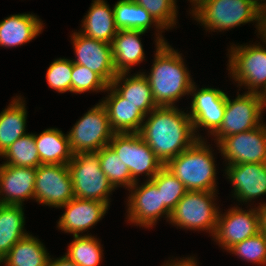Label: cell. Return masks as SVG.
Returning <instances> with one entry per match:
<instances>
[{"instance_id":"obj_21","label":"cell","mask_w":266,"mask_h":266,"mask_svg":"<svg viewBox=\"0 0 266 266\" xmlns=\"http://www.w3.org/2000/svg\"><path fill=\"white\" fill-rule=\"evenodd\" d=\"M42 21L30 13L13 14L0 21V46L18 47L42 33Z\"/></svg>"},{"instance_id":"obj_19","label":"cell","mask_w":266,"mask_h":266,"mask_svg":"<svg viewBox=\"0 0 266 266\" xmlns=\"http://www.w3.org/2000/svg\"><path fill=\"white\" fill-rule=\"evenodd\" d=\"M225 174L234 187L233 198L240 203L266 195V163L226 165Z\"/></svg>"},{"instance_id":"obj_22","label":"cell","mask_w":266,"mask_h":266,"mask_svg":"<svg viewBox=\"0 0 266 266\" xmlns=\"http://www.w3.org/2000/svg\"><path fill=\"white\" fill-rule=\"evenodd\" d=\"M145 33L142 30H118L111 43L117 74L129 73L131 67L145 60L142 38H140Z\"/></svg>"},{"instance_id":"obj_14","label":"cell","mask_w":266,"mask_h":266,"mask_svg":"<svg viewBox=\"0 0 266 266\" xmlns=\"http://www.w3.org/2000/svg\"><path fill=\"white\" fill-rule=\"evenodd\" d=\"M216 147L227 165L266 163V123L225 137Z\"/></svg>"},{"instance_id":"obj_17","label":"cell","mask_w":266,"mask_h":266,"mask_svg":"<svg viewBox=\"0 0 266 266\" xmlns=\"http://www.w3.org/2000/svg\"><path fill=\"white\" fill-rule=\"evenodd\" d=\"M59 208H64L65 211L56 227L65 233L80 236L104 218L109 206L103 202L74 197Z\"/></svg>"},{"instance_id":"obj_31","label":"cell","mask_w":266,"mask_h":266,"mask_svg":"<svg viewBox=\"0 0 266 266\" xmlns=\"http://www.w3.org/2000/svg\"><path fill=\"white\" fill-rule=\"evenodd\" d=\"M0 156L6 158L3 164L12 166L37 168L41 165L33 133L17 139Z\"/></svg>"},{"instance_id":"obj_2","label":"cell","mask_w":266,"mask_h":266,"mask_svg":"<svg viewBox=\"0 0 266 266\" xmlns=\"http://www.w3.org/2000/svg\"><path fill=\"white\" fill-rule=\"evenodd\" d=\"M155 58L147 77L158 107L175 106L182 96L189 95L194 81L178 50L167 43L155 44Z\"/></svg>"},{"instance_id":"obj_18","label":"cell","mask_w":266,"mask_h":266,"mask_svg":"<svg viewBox=\"0 0 266 266\" xmlns=\"http://www.w3.org/2000/svg\"><path fill=\"white\" fill-rule=\"evenodd\" d=\"M36 171L37 168L0 164V204L23 206L25 200H34Z\"/></svg>"},{"instance_id":"obj_10","label":"cell","mask_w":266,"mask_h":266,"mask_svg":"<svg viewBox=\"0 0 266 266\" xmlns=\"http://www.w3.org/2000/svg\"><path fill=\"white\" fill-rule=\"evenodd\" d=\"M264 109L263 96L260 94L238 93L235 99L227 95L222 124L212 135L215 144L218 145L225 137L260 126Z\"/></svg>"},{"instance_id":"obj_35","label":"cell","mask_w":266,"mask_h":266,"mask_svg":"<svg viewBox=\"0 0 266 266\" xmlns=\"http://www.w3.org/2000/svg\"><path fill=\"white\" fill-rule=\"evenodd\" d=\"M147 10L154 20L164 29L176 26L177 1L176 0H132Z\"/></svg>"},{"instance_id":"obj_5","label":"cell","mask_w":266,"mask_h":266,"mask_svg":"<svg viewBox=\"0 0 266 266\" xmlns=\"http://www.w3.org/2000/svg\"><path fill=\"white\" fill-rule=\"evenodd\" d=\"M67 165L74 197L95 200L110 206L109 196L115 188L101 170L98 151L75 154Z\"/></svg>"},{"instance_id":"obj_37","label":"cell","mask_w":266,"mask_h":266,"mask_svg":"<svg viewBox=\"0 0 266 266\" xmlns=\"http://www.w3.org/2000/svg\"><path fill=\"white\" fill-rule=\"evenodd\" d=\"M72 70L73 61L71 59H54L46 72V80L49 87L58 93L71 92Z\"/></svg>"},{"instance_id":"obj_9","label":"cell","mask_w":266,"mask_h":266,"mask_svg":"<svg viewBox=\"0 0 266 266\" xmlns=\"http://www.w3.org/2000/svg\"><path fill=\"white\" fill-rule=\"evenodd\" d=\"M109 146L126 165L134 182L142 174L151 180L164 166L139 133H114Z\"/></svg>"},{"instance_id":"obj_43","label":"cell","mask_w":266,"mask_h":266,"mask_svg":"<svg viewBox=\"0 0 266 266\" xmlns=\"http://www.w3.org/2000/svg\"><path fill=\"white\" fill-rule=\"evenodd\" d=\"M256 2H257V5L260 7V8H262V7H264V6H266V0H255ZM264 3H263V2Z\"/></svg>"},{"instance_id":"obj_4","label":"cell","mask_w":266,"mask_h":266,"mask_svg":"<svg viewBox=\"0 0 266 266\" xmlns=\"http://www.w3.org/2000/svg\"><path fill=\"white\" fill-rule=\"evenodd\" d=\"M260 9L255 0H204L190 14L209 32L228 31L249 22H256L258 31Z\"/></svg>"},{"instance_id":"obj_13","label":"cell","mask_w":266,"mask_h":266,"mask_svg":"<svg viewBox=\"0 0 266 266\" xmlns=\"http://www.w3.org/2000/svg\"><path fill=\"white\" fill-rule=\"evenodd\" d=\"M190 95L193 97L188 115L192 120L195 135L198 139H202L203 137L197 133L198 129L202 128L208 130L212 136L222 124L227 93L212 87L197 89L194 82Z\"/></svg>"},{"instance_id":"obj_6","label":"cell","mask_w":266,"mask_h":266,"mask_svg":"<svg viewBox=\"0 0 266 266\" xmlns=\"http://www.w3.org/2000/svg\"><path fill=\"white\" fill-rule=\"evenodd\" d=\"M217 191H187L171 212L170 223L183 229L206 231L213 237L219 214Z\"/></svg>"},{"instance_id":"obj_32","label":"cell","mask_w":266,"mask_h":266,"mask_svg":"<svg viewBox=\"0 0 266 266\" xmlns=\"http://www.w3.org/2000/svg\"><path fill=\"white\" fill-rule=\"evenodd\" d=\"M98 159L102 172L115 189L121 186L129 189L135 183L126 165L109 145L98 151Z\"/></svg>"},{"instance_id":"obj_25","label":"cell","mask_w":266,"mask_h":266,"mask_svg":"<svg viewBox=\"0 0 266 266\" xmlns=\"http://www.w3.org/2000/svg\"><path fill=\"white\" fill-rule=\"evenodd\" d=\"M114 19L119 30H142L147 32L154 25L156 44L167 43L162 36L163 28L154 20L151 14L141 5L132 0H118L113 5Z\"/></svg>"},{"instance_id":"obj_28","label":"cell","mask_w":266,"mask_h":266,"mask_svg":"<svg viewBox=\"0 0 266 266\" xmlns=\"http://www.w3.org/2000/svg\"><path fill=\"white\" fill-rule=\"evenodd\" d=\"M22 205L0 204V262L11 248L29 233L25 230Z\"/></svg>"},{"instance_id":"obj_26","label":"cell","mask_w":266,"mask_h":266,"mask_svg":"<svg viewBox=\"0 0 266 266\" xmlns=\"http://www.w3.org/2000/svg\"><path fill=\"white\" fill-rule=\"evenodd\" d=\"M35 144L41 164H68L73 158L68 135L58 128H48L35 134Z\"/></svg>"},{"instance_id":"obj_3","label":"cell","mask_w":266,"mask_h":266,"mask_svg":"<svg viewBox=\"0 0 266 266\" xmlns=\"http://www.w3.org/2000/svg\"><path fill=\"white\" fill-rule=\"evenodd\" d=\"M205 140L198 139L164 165L188 191H217L215 158L212 148Z\"/></svg>"},{"instance_id":"obj_39","label":"cell","mask_w":266,"mask_h":266,"mask_svg":"<svg viewBox=\"0 0 266 266\" xmlns=\"http://www.w3.org/2000/svg\"><path fill=\"white\" fill-rule=\"evenodd\" d=\"M258 35H260L262 42L266 44V6L260 9V20H259V30Z\"/></svg>"},{"instance_id":"obj_42","label":"cell","mask_w":266,"mask_h":266,"mask_svg":"<svg viewBox=\"0 0 266 266\" xmlns=\"http://www.w3.org/2000/svg\"><path fill=\"white\" fill-rule=\"evenodd\" d=\"M190 1V3H192V9H191V12L200 4L202 3L204 0H188Z\"/></svg>"},{"instance_id":"obj_30","label":"cell","mask_w":266,"mask_h":266,"mask_svg":"<svg viewBox=\"0 0 266 266\" xmlns=\"http://www.w3.org/2000/svg\"><path fill=\"white\" fill-rule=\"evenodd\" d=\"M73 237L65 256L78 266H99L104 251L99 239L89 234Z\"/></svg>"},{"instance_id":"obj_11","label":"cell","mask_w":266,"mask_h":266,"mask_svg":"<svg viewBox=\"0 0 266 266\" xmlns=\"http://www.w3.org/2000/svg\"><path fill=\"white\" fill-rule=\"evenodd\" d=\"M74 198L72 179L67 164H41L35 176L34 200L59 208Z\"/></svg>"},{"instance_id":"obj_40","label":"cell","mask_w":266,"mask_h":266,"mask_svg":"<svg viewBox=\"0 0 266 266\" xmlns=\"http://www.w3.org/2000/svg\"><path fill=\"white\" fill-rule=\"evenodd\" d=\"M47 266H78L72 262L67 256L63 255L60 258H49Z\"/></svg>"},{"instance_id":"obj_1","label":"cell","mask_w":266,"mask_h":266,"mask_svg":"<svg viewBox=\"0 0 266 266\" xmlns=\"http://www.w3.org/2000/svg\"><path fill=\"white\" fill-rule=\"evenodd\" d=\"M148 115L139 134L164 165L198 140L188 113L177 106L156 107Z\"/></svg>"},{"instance_id":"obj_8","label":"cell","mask_w":266,"mask_h":266,"mask_svg":"<svg viewBox=\"0 0 266 266\" xmlns=\"http://www.w3.org/2000/svg\"><path fill=\"white\" fill-rule=\"evenodd\" d=\"M76 122L67 132L73 155L99 151L109 145L115 133L110 126L107 111L100 101Z\"/></svg>"},{"instance_id":"obj_16","label":"cell","mask_w":266,"mask_h":266,"mask_svg":"<svg viewBox=\"0 0 266 266\" xmlns=\"http://www.w3.org/2000/svg\"><path fill=\"white\" fill-rule=\"evenodd\" d=\"M70 39L75 53L73 63L88 67L110 85L117 76L111 44L86 37L79 30Z\"/></svg>"},{"instance_id":"obj_15","label":"cell","mask_w":266,"mask_h":266,"mask_svg":"<svg viewBox=\"0 0 266 266\" xmlns=\"http://www.w3.org/2000/svg\"><path fill=\"white\" fill-rule=\"evenodd\" d=\"M260 232L258 207L243 210L237 205L228 209L225 214L219 210L216 230L213 239L228 251L236 243Z\"/></svg>"},{"instance_id":"obj_23","label":"cell","mask_w":266,"mask_h":266,"mask_svg":"<svg viewBox=\"0 0 266 266\" xmlns=\"http://www.w3.org/2000/svg\"><path fill=\"white\" fill-rule=\"evenodd\" d=\"M92 2L79 32L86 37L111 44L119 30L115 24L113 7L111 9L105 0Z\"/></svg>"},{"instance_id":"obj_34","label":"cell","mask_w":266,"mask_h":266,"mask_svg":"<svg viewBox=\"0 0 266 266\" xmlns=\"http://www.w3.org/2000/svg\"><path fill=\"white\" fill-rule=\"evenodd\" d=\"M227 252L235 254L246 262L266 265V234L258 232L256 235L236 243Z\"/></svg>"},{"instance_id":"obj_12","label":"cell","mask_w":266,"mask_h":266,"mask_svg":"<svg viewBox=\"0 0 266 266\" xmlns=\"http://www.w3.org/2000/svg\"><path fill=\"white\" fill-rule=\"evenodd\" d=\"M135 182L129 189L127 197V221L140 227L151 228L156 225L160 217L167 218L169 222L171 213L162 205L161 190L151 180L141 185Z\"/></svg>"},{"instance_id":"obj_29","label":"cell","mask_w":266,"mask_h":266,"mask_svg":"<svg viewBox=\"0 0 266 266\" xmlns=\"http://www.w3.org/2000/svg\"><path fill=\"white\" fill-rule=\"evenodd\" d=\"M51 256L40 239L28 234L20 239L2 259L4 266H47Z\"/></svg>"},{"instance_id":"obj_41","label":"cell","mask_w":266,"mask_h":266,"mask_svg":"<svg viewBox=\"0 0 266 266\" xmlns=\"http://www.w3.org/2000/svg\"><path fill=\"white\" fill-rule=\"evenodd\" d=\"M258 212H259V223L260 231L266 234V203H259Z\"/></svg>"},{"instance_id":"obj_20","label":"cell","mask_w":266,"mask_h":266,"mask_svg":"<svg viewBox=\"0 0 266 266\" xmlns=\"http://www.w3.org/2000/svg\"><path fill=\"white\" fill-rule=\"evenodd\" d=\"M106 91L108 95L100 102L107 111L112 130L115 133H139L146 115L111 85H108Z\"/></svg>"},{"instance_id":"obj_36","label":"cell","mask_w":266,"mask_h":266,"mask_svg":"<svg viewBox=\"0 0 266 266\" xmlns=\"http://www.w3.org/2000/svg\"><path fill=\"white\" fill-rule=\"evenodd\" d=\"M108 84L95 72L84 65L73 63L71 93L106 92Z\"/></svg>"},{"instance_id":"obj_7","label":"cell","mask_w":266,"mask_h":266,"mask_svg":"<svg viewBox=\"0 0 266 266\" xmlns=\"http://www.w3.org/2000/svg\"><path fill=\"white\" fill-rule=\"evenodd\" d=\"M228 49L230 77L247 93L266 92V49L261 44L231 45ZM260 89V90H259Z\"/></svg>"},{"instance_id":"obj_24","label":"cell","mask_w":266,"mask_h":266,"mask_svg":"<svg viewBox=\"0 0 266 266\" xmlns=\"http://www.w3.org/2000/svg\"><path fill=\"white\" fill-rule=\"evenodd\" d=\"M145 73L137 72V74L134 73L132 76H129V73L117 74L110 85L124 99L137 106L145 115H148L158 106L154 101L152 90Z\"/></svg>"},{"instance_id":"obj_38","label":"cell","mask_w":266,"mask_h":266,"mask_svg":"<svg viewBox=\"0 0 266 266\" xmlns=\"http://www.w3.org/2000/svg\"><path fill=\"white\" fill-rule=\"evenodd\" d=\"M181 260H178V258H176L175 260L171 259L169 261H167V263H165L162 266H198L197 264V260H195L194 256H190L187 258H180Z\"/></svg>"},{"instance_id":"obj_27","label":"cell","mask_w":266,"mask_h":266,"mask_svg":"<svg viewBox=\"0 0 266 266\" xmlns=\"http://www.w3.org/2000/svg\"><path fill=\"white\" fill-rule=\"evenodd\" d=\"M16 96L0 113V155L20 137L26 135L25 100Z\"/></svg>"},{"instance_id":"obj_33","label":"cell","mask_w":266,"mask_h":266,"mask_svg":"<svg viewBox=\"0 0 266 266\" xmlns=\"http://www.w3.org/2000/svg\"><path fill=\"white\" fill-rule=\"evenodd\" d=\"M151 181L158 190H161L162 205L170 213L188 191L185 185L166 166H163Z\"/></svg>"},{"instance_id":"obj_44","label":"cell","mask_w":266,"mask_h":266,"mask_svg":"<svg viewBox=\"0 0 266 266\" xmlns=\"http://www.w3.org/2000/svg\"><path fill=\"white\" fill-rule=\"evenodd\" d=\"M263 104H264V107L266 108V92L263 95Z\"/></svg>"}]
</instances>
